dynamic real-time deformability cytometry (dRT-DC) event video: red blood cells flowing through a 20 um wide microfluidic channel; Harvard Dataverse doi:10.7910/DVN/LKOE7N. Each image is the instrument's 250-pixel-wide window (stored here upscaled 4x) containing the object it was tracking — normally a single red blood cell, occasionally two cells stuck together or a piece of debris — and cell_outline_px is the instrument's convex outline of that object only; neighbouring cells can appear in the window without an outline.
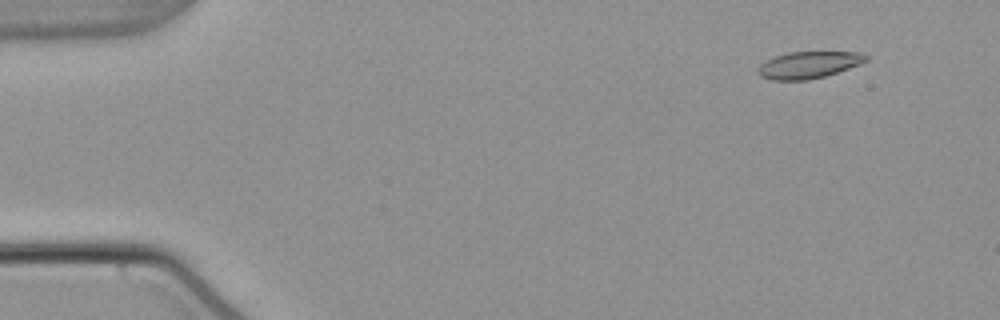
{"species": "common noctule bat (a hibernating species)", "species_latin": "Nyctalus noctula", "temperature_condition": "warm", "stored_images_in_passage": 30, "camera_frame_rate_fps": 3000, "um_per_image_px": 0.085, "animal": {"sex": "male", "body_mass_g": 21.5, "forearm_length_mm": 52.0}, "frame": {"image": 1, "passage_image": 5, "time_ms": 1.333, "image_size_px": [1000, 320], "cell_outline_px": [[868, 60], [860, 64], [824, 76], [808, 80], [772, 80], [760, 76], [756, 72], [756, 68], [760, 64], [776, 56], [788, 52], [860, 52], [868, 56]], "centroid_in_image_um": [68.71, 5.52], "position_along_channel_um": 16.3, "area_um2": 16.82}}
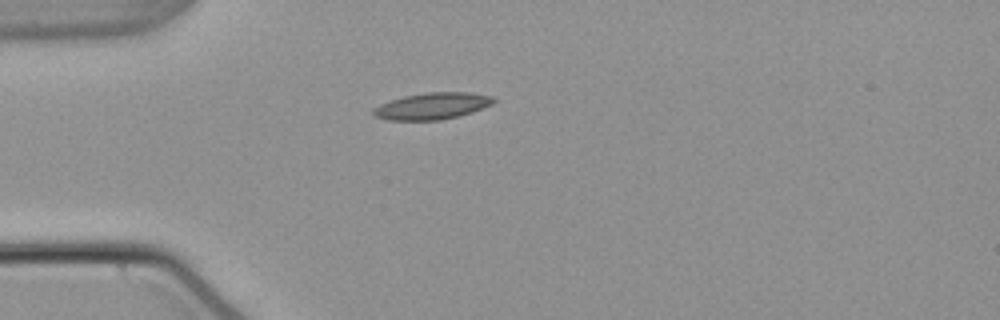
{"frame": {"image": 2, "passage_image": 15, "time_ms": 4.667, "image_size_px": [1000, 320], "cell_outline_px": [[496, 100], [492, 104], [472, 112], [440, 120], [388, 120], [372, 116], [372, 108], [380, 104], [404, 96], [428, 92], [468, 92], [492, 96]], "centroid_in_image_um": [36.7, 9.01], "position_along_channel_um": 48.3, "area_um2": 18.61}}
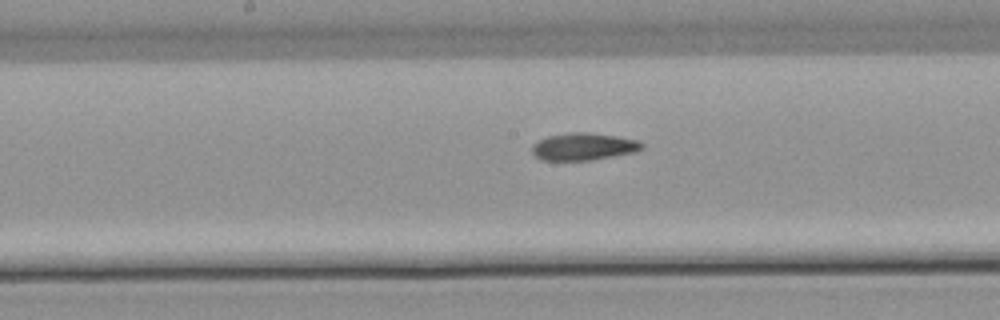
{"frame": {"image": 3, "passage_image": 28, "time_ms": 9.0, "image_size_px": [1000, 320], "cell_outline_px": [[644, 148], [636, 152], [592, 160], [540, 160], [532, 152], [532, 144], [548, 136], [568, 132], [588, 132], [616, 136], [640, 140], [644, 144]], "centroid_in_image_um": [49.64, 12.46], "position_along_channel_um": 198.6, "area_um2": 17.63}}